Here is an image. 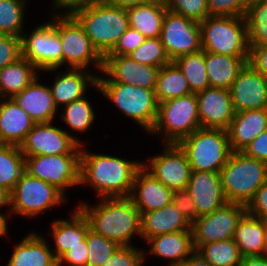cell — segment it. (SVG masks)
Returning <instances> with one entry per match:
<instances>
[{"label": "cell", "mask_w": 267, "mask_h": 266, "mask_svg": "<svg viewBox=\"0 0 267 266\" xmlns=\"http://www.w3.org/2000/svg\"><path fill=\"white\" fill-rule=\"evenodd\" d=\"M141 166L138 160L94 154L81 147L80 185H90L99 198L129 197L134 176Z\"/></svg>", "instance_id": "1"}, {"label": "cell", "mask_w": 267, "mask_h": 266, "mask_svg": "<svg viewBox=\"0 0 267 266\" xmlns=\"http://www.w3.org/2000/svg\"><path fill=\"white\" fill-rule=\"evenodd\" d=\"M90 207L81 201L77 208L86 217L90 230L115 241L120 246H132L133 236L141 237V213L129 197L99 198Z\"/></svg>", "instance_id": "2"}, {"label": "cell", "mask_w": 267, "mask_h": 266, "mask_svg": "<svg viewBox=\"0 0 267 266\" xmlns=\"http://www.w3.org/2000/svg\"><path fill=\"white\" fill-rule=\"evenodd\" d=\"M73 17L83 27L94 47L104 57L130 27L127 9L99 0Z\"/></svg>", "instance_id": "3"}, {"label": "cell", "mask_w": 267, "mask_h": 266, "mask_svg": "<svg viewBox=\"0 0 267 266\" xmlns=\"http://www.w3.org/2000/svg\"><path fill=\"white\" fill-rule=\"evenodd\" d=\"M224 195L228 203L247 206L258 188L267 180V163L233 151L220 171Z\"/></svg>", "instance_id": "4"}, {"label": "cell", "mask_w": 267, "mask_h": 266, "mask_svg": "<svg viewBox=\"0 0 267 266\" xmlns=\"http://www.w3.org/2000/svg\"><path fill=\"white\" fill-rule=\"evenodd\" d=\"M178 144L187 155L192 171L220 173L233 152L228 131L224 129L200 127Z\"/></svg>", "instance_id": "5"}, {"label": "cell", "mask_w": 267, "mask_h": 266, "mask_svg": "<svg viewBox=\"0 0 267 266\" xmlns=\"http://www.w3.org/2000/svg\"><path fill=\"white\" fill-rule=\"evenodd\" d=\"M202 50L233 57H249L244 16H208L200 22Z\"/></svg>", "instance_id": "6"}, {"label": "cell", "mask_w": 267, "mask_h": 266, "mask_svg": "<svg viewBox=\"0 0 267 266\" xmlns=\"http://www.w3.org/2000/svg\"><path fill=\"white\" fill-rule=\"evenodd\" d=\"M95 88L114 103L121 113L151 132L159 106L155 90L117 82H98Z\"/></svg>", "instance_id": "7"}, {"label": "cell", "mask_w": 267, "mask_h": 266, "mask_svg": "<svg viewBox=\"0 0 267 266\" xmlns=\"http://www.w3.org/2000/svg\"><path fill=\"white\" fill-rule=\"evenodd\" d=\"M200 127L196 93H191L159 103L149 134L164 135L163 143L178 144Z\"/></svg>", "instance_id": "8"}, {"label": "cell", "mask_w": 267, "mask_h": 266, "mask_svg": "<svg viewBox=\"0 0 267 266\" xmlns=\"http://www.w3.org/2000/svg\"><path fill=\"white\" fill-rule=\"evenodd\" d=\"M53 185L24 171L10 192L9 218L14 214L33 218L47 209L67 201Z\"/></svg>", "instance_id": "9"}, {"label": "cell", "mask_w": 267, "mask_h": 266, "mask_svg": "<svg viewBox=\"0 0 267 266\" xmlns=\"http://www.w3.org/2000/svg\"><path fill=\"white\" fill-rule=\"evenodd\" d=\"M55 14L56 32L62 46V65L67 63V68L89 69L88 66L93 64L101 73L104 57L94 47L83 27L73 16Z\"/></svg>", "instance_id": "10"}, {"label": "cell", "mask_w": 267, "mask_h": 266, "mask_svg": "<svg viewBox=\"0 0 267 266\" xmlns=\"http://www.w3.org/2000/svg\"><path fill=\"white\" fill-rule=\"evenodd\" d=\"M81 154L39 155L25 157V171L58 189L65 190L80 185Z\"/></svg>", "instance_id": "11"}, {"label": "cell", "mask_w": 267, "mask_h": 266, "mask_svg": "<svg viewBox=\"0 0 267 266\" xmlns=\"http://www.w3.org/2000/svg\"><path fill=\"white\" fill-rule=\"evenodd\" d=\"M22 35V56L39 71H55L62 66V46L56 32V15L49 22Z\"/></svg>", "instance_id": "12"}, {"label": "cell", "mask_w": 267, "mask_h": 266, "mask_svg": "<svg viewBox=\"0 0 267 266\" xmlns=\"http://www.w3.org/2000/svg\"><path fill=\"white\" fill-rule=\"evenodd\" d=\"M83 143L67 130L48 123H35L20 144L24 157L39 155L81 154Z\"/></svg>", "instance_id": "13"}, {"label": "cell", "mask_w": 267, "mask_h": 266, "mask_svg": "<svg viewBox=\"0 0 267 266\" xmlns=\"http://www.w3.org/2000/svg\"><path fill=\"white\" fill-rule=\"evenodd\" d=\"M245 213V205L227 203L210 214L198 217L191 224L195 251L204 244L233 239L237 224Z\"/></svg>", "instance_id": "14"}, {"label": "cell", "mask_w": 267, "mask_h": 266, "mask_svg": "<svg viewBox=\"0 0 267 266\" xmlns=\"http://www.w3.org/2000/svg\"><path fill=\"white\" fill-rule=\"evenodd\" d=\"M171 61L202 50L200 23L167 10L160 35Z\"/></svg>", "instance_id": "15"}, {"label": "cell", "mask_w": 267, "mask_h": 266, "mask_svg": "<svg viewBox=\"0 0 267 266\" xmlns=\"http://www.w3.org/2000/svg\"><path fill=\"white\" fill-rule=\"evenodd\" d=\"M165 147V148H164ZM161 154L142 166L172 191L186 189L192 169L184 150L176 143H165Z\"/></svg>", "instance_id": "16"}, {"label": "cell", "mask_w": 267, "mask_h": 266, "mask_svg": "<svg viewBox=\"0 0 267 266\" xmlns=\"http://www.w3.org/2000/svg\"><path fill=\"white\" fill-rule=\"evenodd\" d=\"M160 68L138 63L129 56L105 55L98 82H117L155 90Z\"/></svg>", "instance_id": "17"}, {"label": "cell", "mask_w": 267, "mask_h": 266, "mask_svg": "<svg viewBox=\"0 0 267 266\" xmlns=\"http://www.w3.org/2000/svg\"><path fill=\"white\" fill-rule=\"evenodd\" d=\"M196 97L200 126L228 130L236 113L230 90L208 87L197 92Z\"/></svg>", "instance_id": "18"}, {"label": "cell", "mask_w": 267, "mask_h": 266, "mask_svg": "<svg viewBox=\"0 0 267 266\" xmlns=\"http://www.w3.org/2000/svg\"><path fill=\"white\" fill-rule=\"evenodd\" d=\"M230 92L236 112L267 109L266 77L249 63L238 73Z\"/></svg>", "instance_id": "19"}, {"label": "cell", "mask_w": 267, "mask_h": 266, "mask_svg": "<svg viewBox=\"0 0 267 266\" xmlns=\"http://www.w3.org/2000/svg\"><path fill=\"white\" fill-rule=\"evenodd\" d=\"M186 189L195 202L198 217L210 214L228 203L220 173L192 171Z\"/></svg>", "instance_id": "20"}, {"label": "cell", "mask_w": 267, "mask_h": 266, "mask_svg": "<svg viewBox=\"0 0 267 266\" xmlns=\"http://www.w3.org/2000/svg\"><path fill=\"white\" fill-rule=\"evenodd\" d=\"M172 190L141 166L134 176L129 198L140 213L159 210L172 201Z\"/></svg>", "instance_id": "21"}, {"label": "cell", "mask_w": 267, "mask_h": 266, "mask_svg": "<svg viewBox=\"0 0 267 266\" xmlns=\"http://www.w3.org/2000/svg\"><path fill=\"white\" fill-rule=\"evenodd\" d=\"M40 75L12 99L35 123L53 122L58 112L49 86L41 84ZM40 82V83H39Z\"/></svg>", "instance_id": "22"}, {"label": "cell", "mask_w": 267, "mask_h": 266, "mask_svg": "<svg viewBox=\"0 0 267 266\" xmlns=\"http://www.w3.org/2000/svg\"><path fill=\"white\" fill-rule=\"evenodd\" d=\"M66 69L68 70L57 72L53 85L49 86L58 108L59 106L63 108V105L85 97L88 86L98 85V74L95 75L84 68Z\"/></svg>", "instance_id": "23"}, {"label": "cell", "mask_w": 267, "mask_h": 266, "mask_svg": "<svg viewBox=\"0 0 267 266\" xmlns=\"http://www.w3.org/2000/svg\"><path fill=\"white\" fill-rule=\"evenodd\" d=\"M267 129V109L236 112L227 130L232 151H242Z\"/></svg>", "instance_id": "24"}, {"label": "cell", "mask_w": 267, "mask_h": 266, "mask_svg": "<svg viewBox=\"0 0 267 266\" xmlns=\"http://www.w3.org/2000/svg\"><path fill=\"white\" fill-rule=\"evenodd\" d=\"M178 231H191V223L172 202L165 207L141 214V238H149Z\"/></svg>", "instance_id": "25"}, {"label": "cell", "mask_w": 267, "mask_h": 266, "mask_svg": "<svg viewBox=\"0 0 267 266\" xmlns=\"http://www.w3.org/2000/svg\"><path fill=\"white\" fill-rule=\"evenodd\" d=\"M34 124L12 98H0V143L20 146Z\"/></svg>", "instance_id": "26"}, {"label": "cell", "mask_w": 267, "mask_h": 266, "mask_svg": "<svg viewBox=\"0 0 267 266\" xmlns=\"http://www.w3.org/2000/svg\"><path fill=\"white\" fill-rule=\"evenodd\" d=\"M233 240L243 257L267 255V220L246 212L237 224Z\"/></svg>", "instance_id": "27"}, {"label": "cell", "mask_w": 267, "mask_h": 266, "mask_svg": "<svg viewBox=\"0 0 267 266\" xmlns=\"http://www.w3.org/2000/svg\"><path fill=\"white\" fill-rule=\"evenodd\" d=\"M150 255L168 259V266L183 263L194 252L192 231H178L149 238Z\"/></svg>", "instance_id": "28"}, {"label": "cell", "mask_w": 267, "mask_h": 266, "mask_svg": "<svg viewBox=\"0 0 267 266\" xmlns=\"http://www.w3.org/2000/svg\"><path fill=\"white\" fill-rule=\"evenodd\" d=\"M46 240L39 233H28L15 245L7 266H55L58 260Z\"/></svg>", "instance_id": "29"}, {"label": "cell", "mask_w": 267, "mask_h": 266, "mask_svg": "<svg viewBox=\"0 0 267 266\" xmlns=\"http://www.w3.org/2000/svg\"><path fill=\"white\" fill-rule=\"evenodd\" d=\"M51 236L54 238L55 249L53 254L58 260L69 248L82 245L88 230V221L76 207L68 220L57 219L51 224Z\"/></svg>", "instance_id": "30"}, {"label": "cell", "mask_w": 267, "mask_h": 266, "mask_svg": "<svg viewBox=\"0 0 267 266\" xmlns=\"http://www.w3.org/2000/svg\"><path fill=\"white\" fill-rule=\"evenodd\" d=\"M248 61L249 57H233L205 51L206 73L210 87L230 90L233 81Z\"/></svg>", "instance_id": "31"}, {"label": "cell", "mask_w": 267, "mask_h": 266, "mask_svg": "<svg viewBox=\"0 0 267 266\" xmlns=\"http://www.w3.org/2000/svg\"><path fill=\"white\" fill-rule=\"evenodd\" d=\"M165 0L135 6L127 9L129 25L146 39L161 35L163 19L167 11Z\"/></svg>", "instance_id": "32"}, {"label": "cell", "mask_w": 267, "mask_h": 266, "mask_svg": "<svg viewBox=\"0 0 267 266\" xmlns=\"http://www.w3.org/2000/svg\"><path fill=\"white\" fill-rule=\"evenodd\" d=\"M40 71L23 56L0 70V98H12L24 90Z\"/></svg>", "instance_id": "33"}, {"label": "cell", "mask_w": 267, "mask_h": 266, "mask_svg": "<svg viewBox=\"0 0 267 266\" xmlns=\"http://www.w3.org/2000/svg\"><path fill=\"white\" fill-rule=\"evenodd\" d=\"M154 92L158 103L192 93L186 77L174 61L160 68Z\"/></svg>", "instance_id": "34"}, {"label": "cell", "mask_w": 267, "mask_h": 266, "mask_svg": "<svg viewBox=\"0 0 267 266\" xmlns=\"http://www.w3.org/2000/svg\"><path fill=\"white\" fill-rule=\"evenodd\" d=\"M25 171V157L17 145L0 143V185L10 192Z\"/></svg>", "instance_id": "35"}, {"label": "cell", "mask_w": 267, "mask_h": 266, "mask_svg": "<svg viewBox=\"0 0 267 266\" xmlns=\"http://www.w3.org/2000/svg\"><path fill=\"white\" fill-rule=\"evenodd\" d=\"M244 18L249 46L267 45V0H251Z\"/></svg>", "instance_id": "36"}, {"label": "cell", "mask_w": 267, "mask_h": 266, "mask_svg": "<svg viewBox=\"0 0 267 266\" xmlns=\"http://www.w3.org/2000/svg\"><path fill=\"white\" fill-rule=\"evenodd\" d=\"M174 62L182 70L192 93H197L210 87L206 73L204 50L183 55Z\"/></svg>", "instance_id": "37"}, {"label": "cell", "mask_w": 267, "mask_h": 266, "mask_svg": "<svg viewBox=\"0 0 267 266\" xmlns=\"http://www.w3.org/2000/svg\"><path fill=\"white\" fill-rule=\"evenodd\" d=\"M196 252L212 266H238L243 257L233 239L204 244Z\"/></svg>", "instance_id": "38"}, {"label": "cell", "mask_w": 267, "mask_h": 266, "mask_svg": "<svg viewBox=\"0 0 267 266\" xmlns=\"http://www.w3.org/2000/svg\"><path fill=\"white\" fill-rule=\"evenodd\" d=\"M27 0H0V34L22 38Z\"/></svg>", "instance_id": "39"}, {"label": "cell", "mask_w": 267, "mask_h": 266, "mask_svg": "<svg viewBox=\"0 0 267 266\" xmlns=\"http://www.w3.org/2000/svg\"><path fill=\"white\" fill-rule=\"evenodd\" d=\"M64 107L61 119L71 130L84 133L88 131L95 120V112L87 97L75 100Z\"/></svg>", "instance_id": "40"}, {"label": "cell", "mask_w": 267, "mask_h": 266, "mask_svg": "<svg viewBox=\"0 0 267 266\" xmlns=\"http://www.w3.org/2000/svg\"><path fill=\"white\" fill-rule=\"evenodd\" d=\"M132 60L161 68L171 62L167 56L164 45L158 38H147L144 42L128 55Z\"/></svg>", "instance_id": "41"}, {"label": "cell", "mask_w": 267, "mask_h": 266, "mask_svg": "<svg viewBox=\"0 0 267 266\" xmlns=\"http://www.w3.org/2000/svg\"><path fill=\"white\" fill-rule=\"evenodd\" d=\"M88 258L86 266H102L120 247L118 243L88 230L86 234Z\"/></svg>", "instance_id": "42"}, {"label": "cell", "mask_w": 267, "mask_h": 266, "mask_svg": "<svg viewBox=\"0 0 267 266\" xmlns=\"http://www.w3.org/2000/svg\"><path fill=\"white\" fill-rule=\"evenodd\" d=\"M207 1L208 0H165V3L169 11L200 23L209 16Z\"/></svg>", "instance_id": "43"}, {"label": "cell", "mask_w": 267, "mask_h": 266, "mask_svg": "<svg viewBox=\"0 0 267 266\" xmlns=\"http://www.w3.org/2000/svg\"><path fill=\"white\" fill-rule=\"evenodd\" d=\"M147 251L132 246H120L102 266H143Z\"/></svg>", "instance_id": "44"}, {"label": "cell", "mask_w": 267, "mask_h": 266, "mask_svg": "<svg viewBox=\"0 0 267 266\" xmlns=\"http://www.w3.org/2000/svg\"><path fill=\"white\" fill-rule=\"evenodd\" d=\"M251 0H208L209 16H244Z\"/></svg>", "instance_id": "45"}, {"label": "cell", "mask_w": 267, "mask_h": 266, "mask_svg": "<svg viewBox=\"0 0 267 266\" xmlns=\"http://www.w3.org/2000/svg\"><path fill=\"white\" fill-rule=\"evenodd\" d=\"M22 57V39L18 36L0 37V70Z\"/></svg>", "instance_id": "46"}, {"label": "cell", "mask_w": 267, "mask_h": 266, "mask_svg": "<svg viewBox=\"0 0 267 266\" xmlns=\"http://www.w3.org/2000/svg\"><path fill=\"white\" fill-rule=\"evenodd\" d=\"M146 38L131 26L119 38L115 47L106 55L128 56L138 48Z\"/></svg>", "instance_id": "47"}, {"label": "cell", "mask_w": 267, "mask_h": 266, "mask_svg": "<svg viewBox=\"0 0 267 266\" xmlns=\"http://www.w3.org/2000/svg\"><path fill=\"white\" fill-rule=\"evenodd\" d=\"M171 202L191 224L198 218L195 202L187 189L173 191Z\"/></svg>", "instance_id": "48"}, {"label": "cell", "mask_w": 267, "mask_h": 266, "mask_svg": "<svg viewBox=\"0 0 267 266\" xmlns=\"http://www.w3.org/2000/svg\"><path fill=\"white\" fill-rule=\"evenodd\" d=\"M246 212L267 220V180L258 188L253 199L246 206Z\"/></svg>", "instance_id": "49"}, {"label": "cell", "mask_w": 267, "mask_h": 266, "mask_svg": "<svg viewBox=\"0 0 267 266\" xmlns=\"http://www.w3.org/2000/svg\"><path fill=\"white\" fill-rule=\"evenodd\" d=\"M88 258V247L86 238L82 241V245H75L69 248L59 259L58 263L62 266L67 263L70 266H86Z\"/></svg>", "instance_id": "50"}, {"label": "cell", "mask_w": 267, "mask_h": 266, "mask_svg": "<svg viewBox=\"0 0 267 266\" xmlns=\"http://www.w3.org/2000/svg\"><path fill=\"white\" fill-rule=\"evenodd\" d=\"M241 152L246 156L258 159L267 163V129L262 132L254 141H252Z\"/></svg>", "instance_id": "51"}, {"label": "cell", "mask_w": 267, "mask_h": 266, "mask_svg": "<svg viewBox=\"0 0 267 266\" xmlns=\"http://www.w3.org/2000/svg\"><path fill=\"white\" fill-rule=\"evenodd\" d=\"M248 63L264 77H267V45L250 46Z\"/></svg>", "instance_id": "52"}, {"label": "cell", "mask_w": 267, "mask_h": 266, "mask_svg": "<svg viewBox=\"0 0 267 266\" xmlns=\"http://www.w3.org/2000/svg\"><path fill=\"white\" fill-rule=\"evenodd\" d=\"M53 2V7L56 9H60L64 12L62 16H73L76 12L85 9L91 4L99 0H51ZM66 11V12H65Z\"/></svg>", "instance_id": "53"}, {"label": "cell", "mask_w": 267, "mask_h": 266, "mask_svg": "<svg viewBox=\"0 0 267 266\" xmlns=\"http://www.w3.org/2000/svg\"><path fill=\"white\" fill-rule=\"evenodd\" d=\"M103 1L113 6L128 9L135 6L148 4L156 0H103Z\"/></svg>", "instance_id": "54"}, {"label": "cell", "mask_w": 267, "mask_h": 266, "mask_svg": "<svg viewBox=\"0 0 267 266\" xmlns=\"http://www.w3.org/2000/svg\"><path fill=\"white\" fill-rule=\"evenodd\" d=\"M238 266H267V255L242 257Z\"/></svg>", "instance_id": "55"}, {"label": "cell", "mask_w": 267, "mask_h": 266, "mask_svg": "<svg viewBox=\"0 0 267 266\" xmlns=\"http://www.w3.org/2000/svg\"><path fill=\"white\" fill-rule=\"evenodd\" d=\"M176 266H212L207 260H205L198 252H194L183 263Z\"/></svg>", "instance_id": "56"}, {"label": "cell", "mask_w": 267, "mask_h": 266, "mask_svg": "<svg viewBox=\"0 0 267 266\" xmlns=\"http://www.w3.org/2000/svg\"><path fill=\"white\" fill-rule=\"evenodd\" d=\"M10 207V191L4 186L0 185V207Z\"/></svg>", "instance_id": "57"}, {"label": "cell", "mask_w": 267, "mask_h": 266, "mask_svg": "<svg viewBox=\"0 0 267 266\" xmlns=\"http://www.w3.org/2000/svg\"><path fill=\"white\" fill-rule=\"evenodd\" d=\"M7 215H3L2 213H0V237H5L6 235H9L8 234V223H7Z\"/></svg>", "instance_id": "58"}, {"label": "cell", "mask_w": 267, "mask_h": 266, "mask_svg": "<svg viewBox=\"0 0 267 266\" xmlns=\"http://www.w3.org/2000/svg\"><path fill=\"white\" fill-rule=\"evenodd\" d=\"M266 100H267V77H266Z\"/></svg>", "instance_id": "59"}]
</instances>
